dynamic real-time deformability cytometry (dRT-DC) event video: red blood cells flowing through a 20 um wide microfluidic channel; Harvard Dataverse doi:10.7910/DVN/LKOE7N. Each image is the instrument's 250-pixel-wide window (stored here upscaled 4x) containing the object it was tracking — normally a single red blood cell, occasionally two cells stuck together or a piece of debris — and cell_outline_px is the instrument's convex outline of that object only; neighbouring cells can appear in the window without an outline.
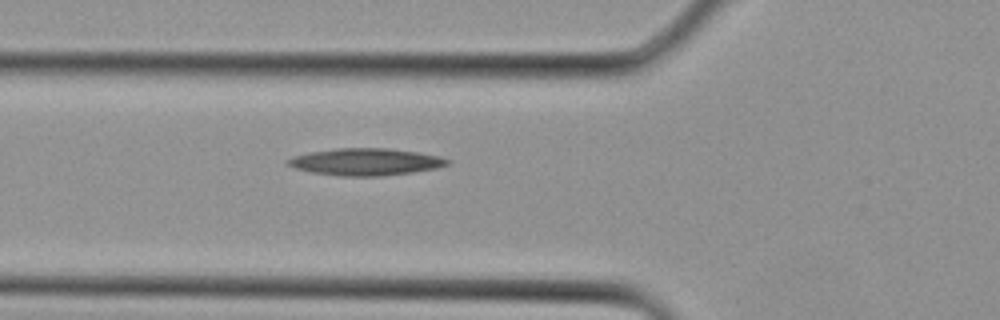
{"species": "Egyptian fruit bat (a non-hibernating species)", "species_latin": "Rousettus aegyptiacus", "temperature_condition": "cold", "stored_images_in_passage": 4, "camera_frame_rate_fps": 3000, "um_per_image_px": 0.085, "animal": {"sex": "female"}, "frame": {"image": 1, "passage_image": 4, "time_ms": 1.0, "image_size_px": [1000, 320], "cell_outline_px": [[452, 164], [436, 168], [412, 172], [380, 176], [340, 176], [312, 172], [296, 168], [284, 164], [284, 160], [292, 156], [308, 152], [336, 148], [388, 148], [416, 152], [440, 156], [448, 160]], "centroid_in_image_um": [31.03, 13.75], "position_along_channel_um": 94.8, "area_um2": 25.26}}